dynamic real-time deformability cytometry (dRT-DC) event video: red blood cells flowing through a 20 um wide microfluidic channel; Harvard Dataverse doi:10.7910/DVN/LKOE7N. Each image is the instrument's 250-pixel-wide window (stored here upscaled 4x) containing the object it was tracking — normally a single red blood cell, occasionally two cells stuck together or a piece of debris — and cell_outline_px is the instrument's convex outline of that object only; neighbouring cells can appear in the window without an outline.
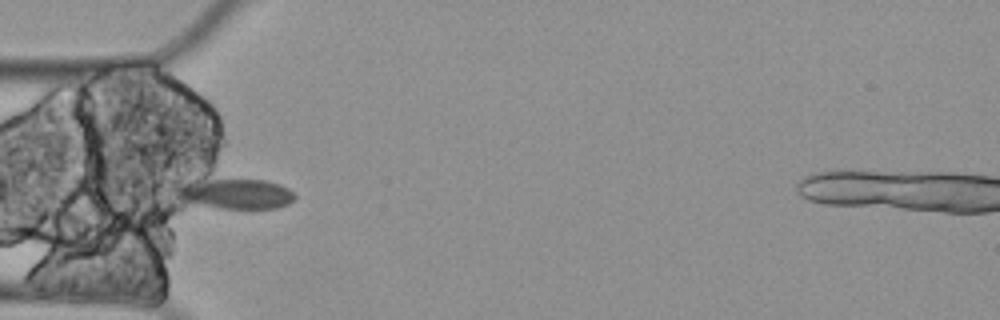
{"species": "Egyptian fruit bat (a non-hibernating species)", "species_latin": "Rousettus aegyptiacus", "temperature_condition": "cold", "stored_images_in_passage": 11, "camera_frame_rate_fps": 3000, "um_per_image_px": 0.085, "animal": {"sex": "female"}, "frame": {"image": 1, "passage_image": 5, "time_ms": 1.333, "image_size_px": [1000, 320], "cell_outline_px": [[296, 196], [288, 204], [276, 208], [224, 208], [184, 200], [176, 192], [176, 188], [188, 180], [264, 180], [280, 184], [288, 188]], "centroid_in_image_um": [20.08, 16.45], "position_along_channel_um": 64.9, "area_um2": 20.17}}
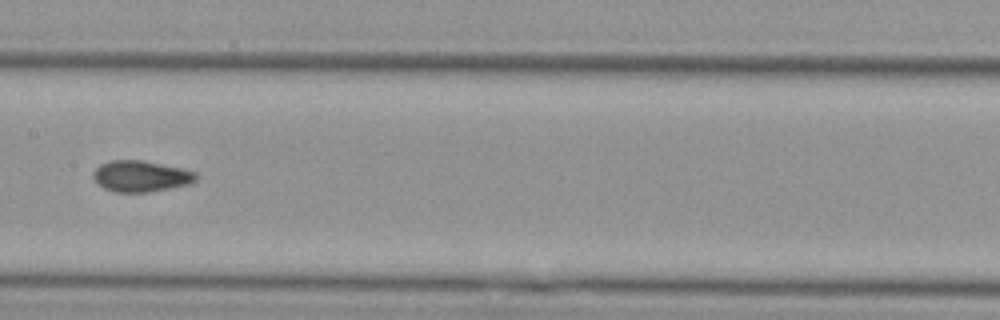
{"frame": {"image": 2, "passage_image": 8, "time_ms": 2.333, "image_size_px": [1000, 320], "cell_outline_px": [[200, 176], [196, 180], [188, 184], [148, 192], [112, 192], [104, 188], [92, 176], [92, 172], [100, 164], [112, 160], [140, 160], [184, 168], [196, 172]], "centroid_in_image_um": [11.99, 14.97], "position_along_channel_um": 195.4, "area_um2": 18.67}}
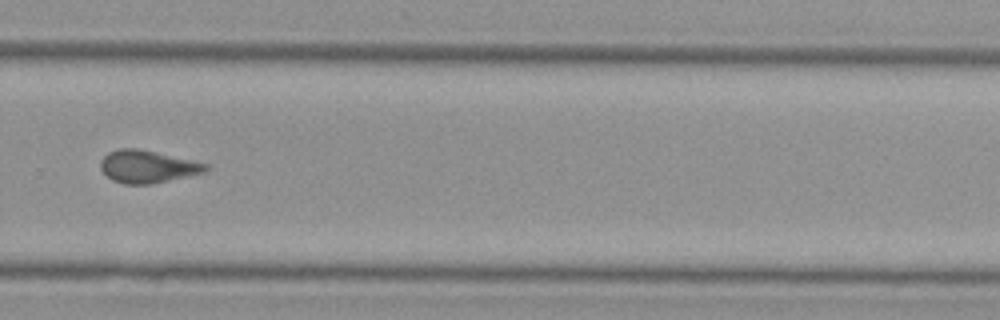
{"frame": {"image": 3, "passage_image": 11, "time_ms": 3.333, "image_size_px": [1000, 320], "cell_outline_px": [[208, 168], [204, 172], [152, 184], [124, 184], [112, 180], [100, 168], [100, 160], [108, 152], [120, 148], [136, 148], [156, 152], [208, 164]], "centroid_in_image_um": [12.49, 14.16], "position_along_channel_um": 317.3, "area_um2": 19.71}}